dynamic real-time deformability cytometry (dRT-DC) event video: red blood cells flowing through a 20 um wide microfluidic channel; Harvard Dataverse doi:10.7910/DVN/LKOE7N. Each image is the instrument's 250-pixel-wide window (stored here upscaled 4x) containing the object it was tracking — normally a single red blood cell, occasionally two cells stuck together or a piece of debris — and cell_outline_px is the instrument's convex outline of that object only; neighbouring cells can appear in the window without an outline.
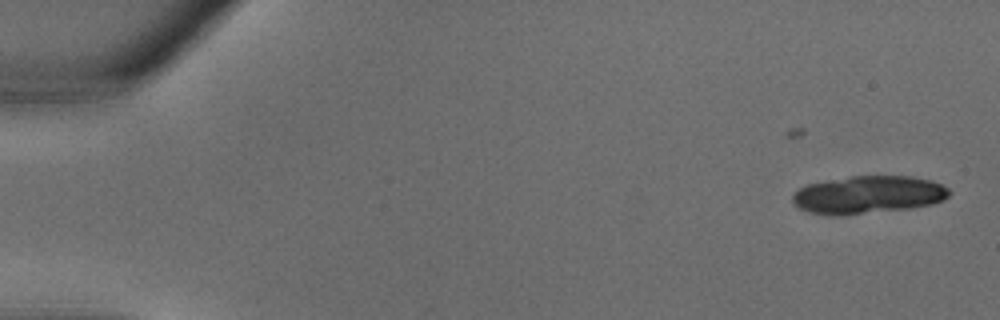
{"species": "common noctule bat (a hibernating species)", "species_latin": "Nyctalus noctula", "temperature_condition": "warm", "stored_images_in_passage": 5, "camera_frame_rate_fps": 3000, "um_per_image_px": 0.085, "animal": {"sex": "male", "body_mass_g": 18.8}, "frame": {"image": 1, "passage_image": 5, "time_ms": 1.333, "image_size_px": [1000, 320], "cell_outline_px": [[952, 192], [944, 200], [932, 204], [912, 208], [840, 216], [836, 216], [808, 212], [800, 208], [792, 200], [792, 196], [800, 188], [808, 184], [852, 176], [912, 176], [932, 180], [948, 188]], "centroid_in_image_um": [73.84, 16.56], "position_along_channel_um": 11.2, "area_um2": 34.51}}